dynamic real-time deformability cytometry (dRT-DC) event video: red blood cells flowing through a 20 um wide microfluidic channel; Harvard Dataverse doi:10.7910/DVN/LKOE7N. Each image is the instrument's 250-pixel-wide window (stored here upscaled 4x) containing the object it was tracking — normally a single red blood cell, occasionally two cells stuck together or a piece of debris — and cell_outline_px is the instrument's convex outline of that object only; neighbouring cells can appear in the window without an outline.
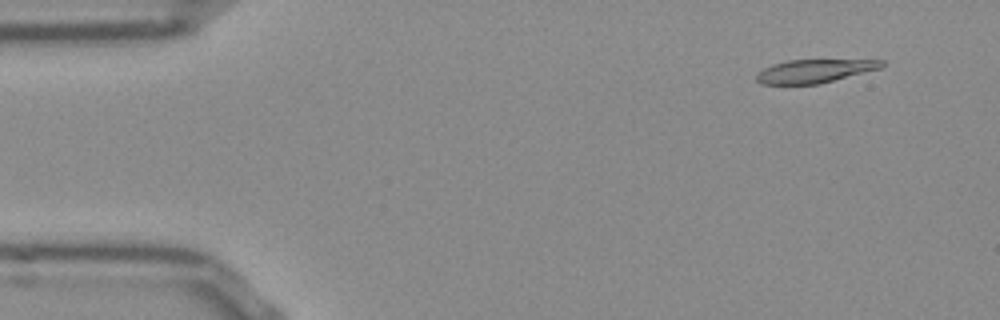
{"species": "Egyptian fruit bat (a non-hibernating species)", "species_latin": "Rousettus aegyptiacus", "temperature_condition": "room temperature", "stored_images_in_passage": 52, "camera_frame_rate_fps": 3000, "um_per_image_px": 0.085, "frame": {"image": 1, "passage_image": 4, "time_ms": 1.0, "image_size_px": [1000, 320], "cell_outline_px": [[884, 64], [880, 68], [820, 84], [764, 84], [756, 80], [756, 72], [772, 64], [788, 60], [884, 60]], "centroid_in_image_um": [69.19, 6.04], "position_along_channel_um": 15.8, "area_um2": 16.94}}
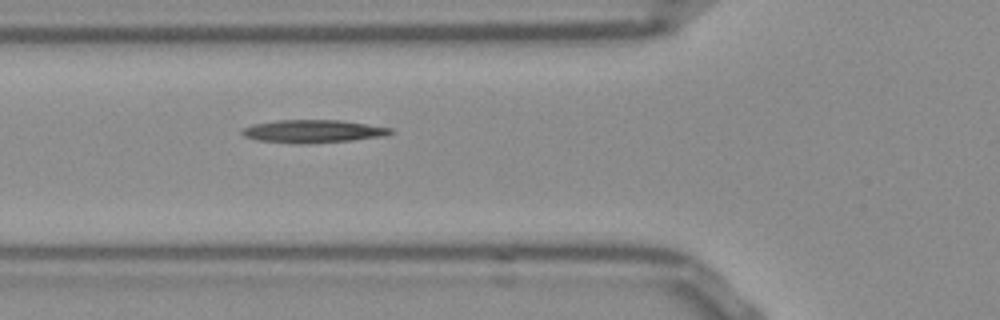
{"frame": {"image": 2, "passage_image": 18, "time_ms": 5.667, "image_size_px": [1000, 320], "cell_outline_px": [[392, 132], [384, 136], [352, 140], [300, 144], [296, 144], [256, 140], [244, 136], [240, 132], [240, 128], [252, 124], [276, 120], [340, 120], [392, 128]], "centroid_in_image_um": [26.52, 11.16], "position_along_channel_um": 99.3, "area_um2": 19.88}}
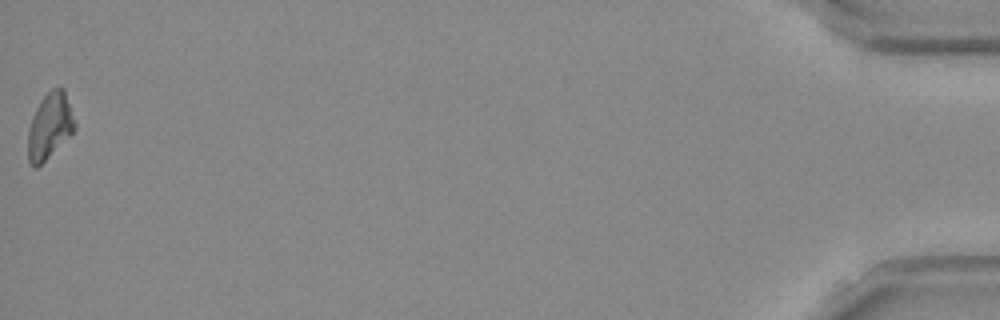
{"frame": {"image": 3, "passage_image": 52, "time_ms": 17.0, "image_size_px": [1000, 320], "cell_outline_px": [[76, 128], [36, 168], [28, 160], [28, 128], [32, 116], [40, 100], [52, 88], [64, 88], [76, 124]], "centroid_in_image_um": [4.21, 10.67], "position_along_channel_um": 431.0, "area_um2": 17.51}}